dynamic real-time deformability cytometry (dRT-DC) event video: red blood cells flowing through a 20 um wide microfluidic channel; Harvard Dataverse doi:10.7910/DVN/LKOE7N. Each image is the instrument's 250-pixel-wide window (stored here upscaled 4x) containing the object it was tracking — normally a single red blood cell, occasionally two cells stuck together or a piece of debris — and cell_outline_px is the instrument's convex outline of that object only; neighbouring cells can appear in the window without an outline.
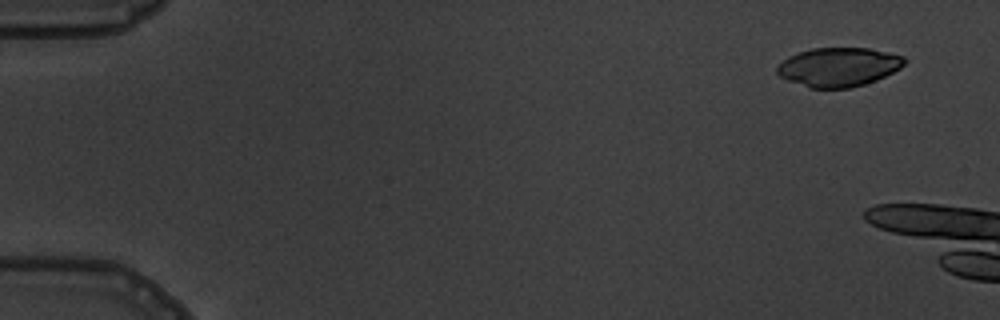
{"species": "common noctule bat (a hibernating species)", "species_latin": "Nyctalus noctula", "temperature_condition": "warm", "stored_images_in_passage": 4, "camera_frame_rate_fps": 3000, "um_per_image_px": 0.085, "animal": {"sex": "male", "body_mass_g": 19.5, "forearm_length_mm": 54.6}, "frame": {"image": 1, "passage_image": 2, "time_ms": 1.0, "image_size_px": [1000, 320], "cell_outline_px": [[908, 60], [900, 68], [876, 80], [864, 84], [848, 88], [808, 88], [788, 80], [780, 76], [776, 72], [776, 68], [788, 56], [812, 48], [868, 48], [888, 52], [904, 56]], "centroid_in_image_um": [71.29, 5.69], "position_along_channel_um": 13.7, "area_um2": 28.84}}